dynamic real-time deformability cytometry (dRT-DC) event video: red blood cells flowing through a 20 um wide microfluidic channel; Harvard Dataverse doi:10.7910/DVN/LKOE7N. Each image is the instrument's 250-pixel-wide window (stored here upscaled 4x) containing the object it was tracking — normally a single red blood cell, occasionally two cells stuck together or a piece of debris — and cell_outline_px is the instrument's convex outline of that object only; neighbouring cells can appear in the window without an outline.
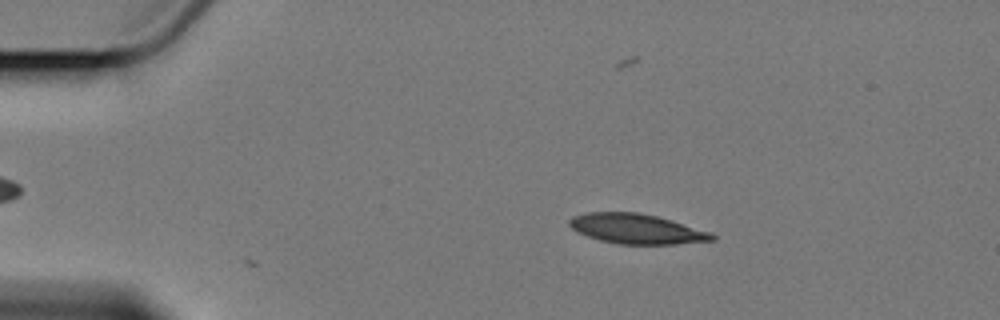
{"species": "Egyptian fruit bat (a non-hibernating species)", "species_latin": "Rousettus aegyptiacus", "temperature_condition": "cold", "stored_images_in_passage": 8, "camera_frame_rate_fps": 3000, "um_per_image_px": 0.085, "animal": {"sex": "female"}, "frame": {"image": 1, "passage_image": 3, "time_ms": 2.333, "image_size_px": [1000, 320], "cell_outline_px": [[716, 240], [676, 244], [620, 244], [600, 240], [588, 236], [572, 228], [568, 224], [568, 220], [572, 216], [584, 212], [640, 212], [672, 220], [712, 232], [716, 236]], "centroid_in_image_um": [54.13, 19.44], "position_along_channel_um": 30.9, "area_um2": 24.97}}
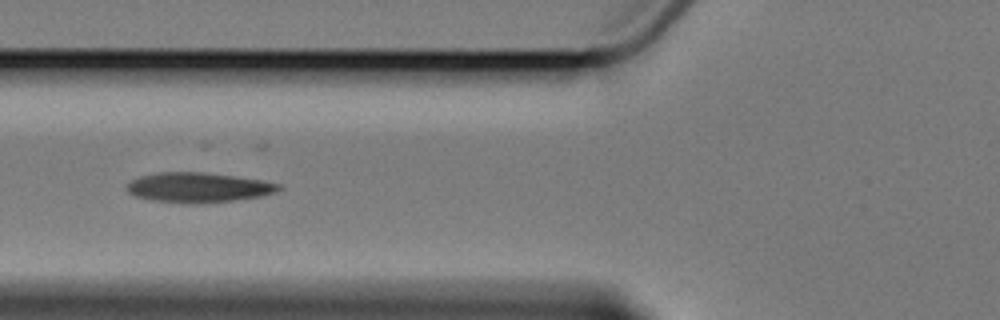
{"frame": {"image": 2, "passage_image": 6, "time_ms": 6.333, "image_size_px": [1000, 320], "cell_outline_px": [[284, 188], [276, 192], [260, 196], [236, 200], [200, 204], [180, 204], [152, 200], [136, 196], [128, 192], [124, 188], [132, 180], [140, 176], [160, 172], [204, 172], [260, 180], [280, 184]], "centroid_in_image_um": [16.84, 15.95], "position_along_channel_um": 109.0, "area_um2": 26.59}}
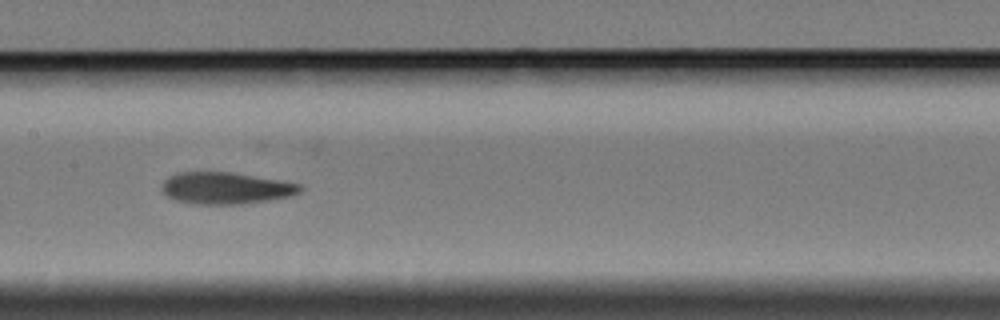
{"frame": {"image": 3, "passage_image": 8, "time_ms": 8.667, "image_size_px": [1000, 320], "cell_outline_px": [[304, 188], [300, 192], [292, 196], [268, 200], [240, 204], [196, 204], [176, 200], [168, 196], [164, 192], [160, 184], [168, 176], [180, 172], [228, 172], [300, 184]], "centroid_in_image_um": [19.17, 15.99], "position_along_channel_um": 188.2, "area_um2": 25.32}}